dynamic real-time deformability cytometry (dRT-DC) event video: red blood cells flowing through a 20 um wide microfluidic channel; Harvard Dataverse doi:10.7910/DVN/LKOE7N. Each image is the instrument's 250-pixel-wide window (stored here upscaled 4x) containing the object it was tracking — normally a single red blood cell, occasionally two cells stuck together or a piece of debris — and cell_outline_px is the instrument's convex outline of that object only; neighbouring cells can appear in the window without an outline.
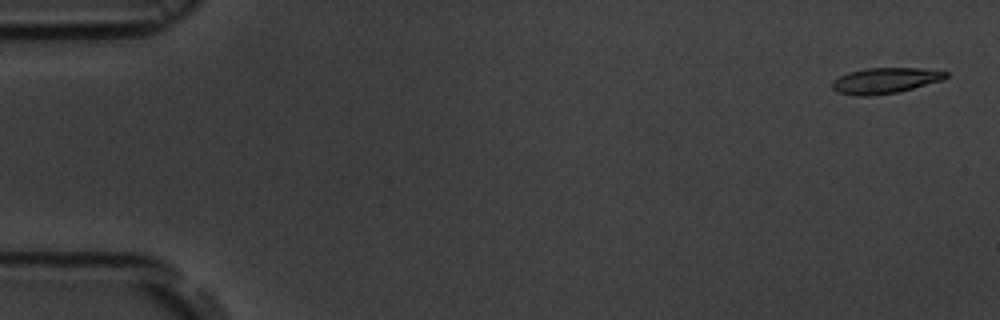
{"species": "common noctule bat (a hibernating species)", "species_latin": "Nyctalus noctula", "temperature_condition": "room temperature", "stored_images_in_passage": 5, "camera_frame_rate_fps": 3000, "um_per_image_px": 0.085, "animal": {"sex": "male", "body_mass_g": 19.5, "forearm_length_mm": 54.6}, "frame": {"image": 1, "passage_image": 1, "time_ms": 0.0, "image_size_px": [1000, 320], "cell_outline_px": [[948, 76], [944, 80], [900, 92], [868, 96], [856, 96], [836, 92], [832, 88], [832, 80], [848, 72], [868, 68], [920, 68], [948, 72]], "centroid_in_image_um": [75.24, 6.86], "position_along_channel_um": 9.8, "area_um2": 17.22}}
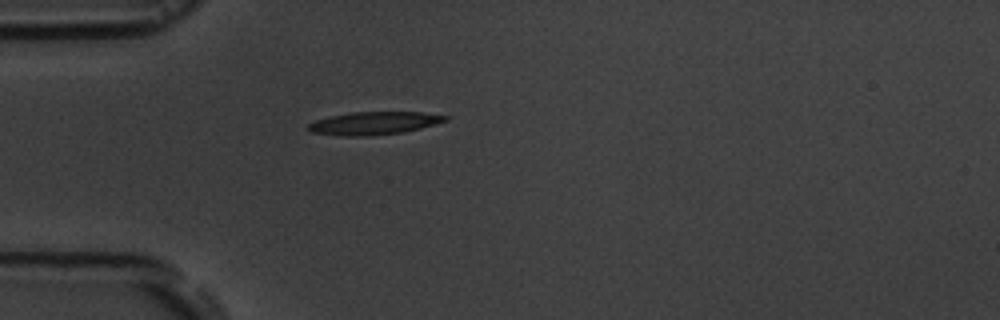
{"frame": {"image": 2, "passage_image": 5, "time_ms": 4.667, "image_size_px": [1000, 320], "cell_outline_px": [[448, 120], [420, 128], [404, 132], [364, 136], [340, 136], [312, 132], [308, 128], [308, 124], [316, 120], [332, 116], [352, 112], [420, 112], [448, 116]], "centroid_in_image_um": [31.78, 10.47], "position_along_channel_um": 53.2, "area_um2": 18.03}}